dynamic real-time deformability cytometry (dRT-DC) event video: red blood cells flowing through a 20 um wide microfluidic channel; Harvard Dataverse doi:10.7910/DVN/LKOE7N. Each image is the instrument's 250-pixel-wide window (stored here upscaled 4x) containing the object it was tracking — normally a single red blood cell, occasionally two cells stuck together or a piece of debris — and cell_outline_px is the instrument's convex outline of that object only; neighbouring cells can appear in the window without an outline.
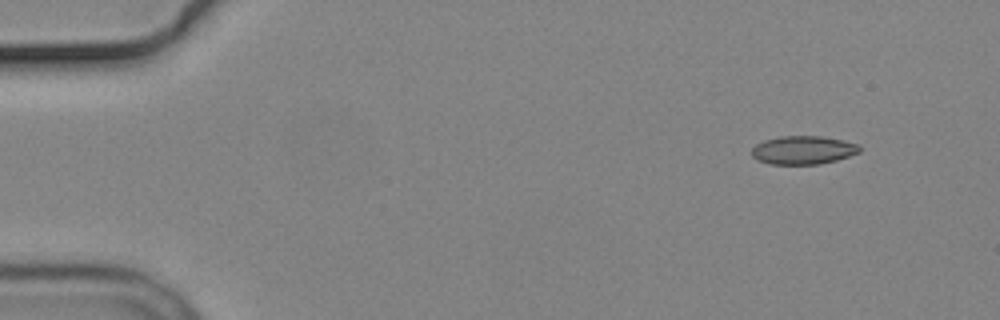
{"species": "common noctule bat (a hibernating species)", "species_latin": "Nyctalus noctula", "temperature_condition": "cold", "stored_images_in_passage": 6, "camera_frame_rate_fps": 3000, "um_per_image_px": 0.085, "animal": {"sex": "male", "body_mass_g": 19.2, "forearm_length_mm": 51.8}, "frame": {"image": 1, "passage_image": 6, "time_ms": 6.333, "image_size_px": [1000, 320], "cell_outline_px": [[860, 152], [836, 160], [820, 164], [768, 164], [756, 160], [752, 156], [752, 148], [756, 144], [764, 140], [780, 136], [820, 136], [844, 140], [860, 144]], "centroid_in_image_um": [68.26, 12.75], "position_along_channel_um": 16.7, "area_um2": 17.98}}